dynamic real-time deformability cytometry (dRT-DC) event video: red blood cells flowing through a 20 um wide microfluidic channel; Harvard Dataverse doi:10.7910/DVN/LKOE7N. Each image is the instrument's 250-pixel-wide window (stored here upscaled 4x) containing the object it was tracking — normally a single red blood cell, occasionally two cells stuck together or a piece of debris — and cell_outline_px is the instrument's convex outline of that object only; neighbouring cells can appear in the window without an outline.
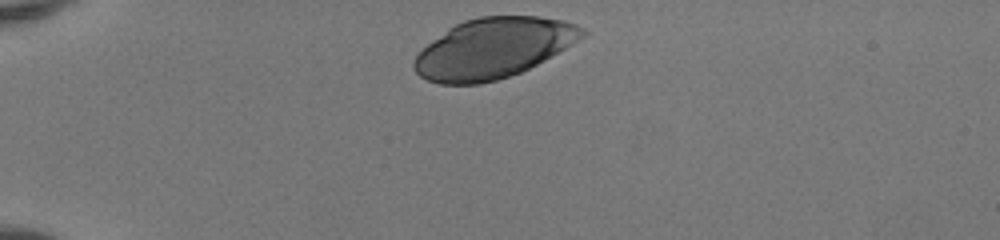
{"species": "human", "species_latin": "Homo sapiens", "temperature_condition": "room temperature", "stored_images_in_passage": 32, "camera_frame_rate_fps": 3000, "um_per_image_px": 0.085, "donor": {"sex": "female"}, "frame": {"image": 1, "passage_image": 1, "time_ms": 0.0, "image_size_px": [1000, 240], "cell_outline_px": [[588, 32], [584, 36], [572, 44], [544, 60], [520, 72], [496, 80], [480, 84], [440, 84], [428, 80], [420, 76], [412, 68], [412, 60], [432, 40], [448, 28], [464, 20], [480, 16], [540, 16], [564, 20], [576, 24], [584, 28]], "centroid_in_image_um": [41.92, 4.09], "position_along_channel_um": 43.1, "area_um2": 58.78}}